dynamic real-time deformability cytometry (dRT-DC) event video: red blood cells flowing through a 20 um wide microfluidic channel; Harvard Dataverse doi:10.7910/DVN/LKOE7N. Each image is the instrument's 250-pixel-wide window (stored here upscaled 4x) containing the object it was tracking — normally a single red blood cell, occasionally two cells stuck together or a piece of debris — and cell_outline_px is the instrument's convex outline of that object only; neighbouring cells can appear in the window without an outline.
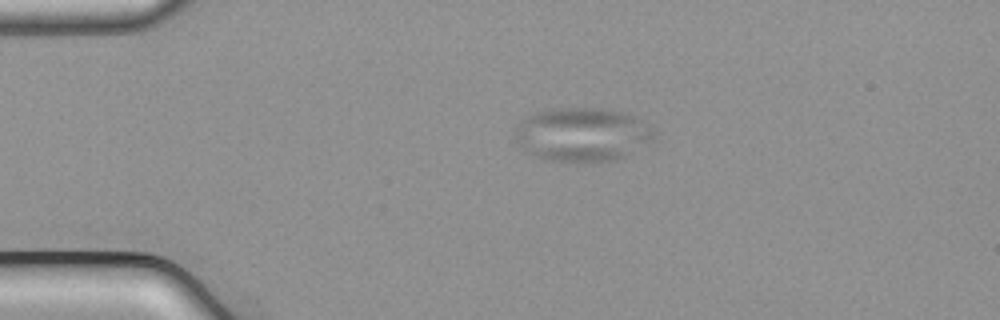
{"species": "common noctule bat (a hibernating species)", "species_latin": "Nyctalus noctula", "temperature_condition": "cold", "stored_images_in_passage": 28, "camera_frame_rate_fps": 3000, "um_per_image_px": 0.085, "animal": {"sex": "male", "body_mass_g": 21.5, "forearm_length_mm": 52.0}, "frame": {"image": 1, "passage_image": 1, "time_ms": 0.0, "image_size_px": [1000, 320], "cell_outline_px": [[656, 136], [652, 140], [628, 156], [616, 160], [544, 160], [524, 152], [516, 136], [516, 124], [528, 116], [536, 112], [552, 108], [600, 108], [620, 112], [636, 116], [656, 132]], "centroid_in_image_um": [49.5, 11.42], "position_along_channel_um": 35.5, "area_um2": 43.29}}